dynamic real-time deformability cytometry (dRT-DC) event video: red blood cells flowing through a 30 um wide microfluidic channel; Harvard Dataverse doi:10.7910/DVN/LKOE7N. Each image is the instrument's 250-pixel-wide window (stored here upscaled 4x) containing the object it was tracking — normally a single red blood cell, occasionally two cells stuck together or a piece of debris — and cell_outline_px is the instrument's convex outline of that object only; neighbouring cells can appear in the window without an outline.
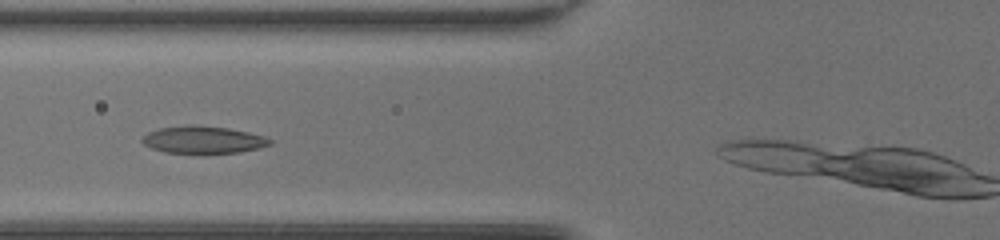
{"species": "common noctule bat (a hibernating species)", "species_latin": "Nyctalus noctula", "temperature_condition": "room temperature", "stored_images_in_passage": 11, "camera_frame_rate_fps": 3000, "um_per_image_px": 0.085, "animal": {"sex": "female", "body_mass_g": 20.0, "forearm_length_mm": 54.0}, "frame": {"image": 1, "passage_image": 8, "time_ms": 2.333, "image_size_px": [1000, 240], "cell_outline_px": [[272, 144], [260, 148], [240, 152], [164, 152], [152, 148], [144, 144], [140, 140], [148, 132], [160, 128], [184, 124], [196, 124], [228, 128], [248, 132], [264, 136], [272, 140]], "centroid_in_image_um": [17.27, 11.85], "position_along_channel_um": 108.5, "area_um2": 20.23}}